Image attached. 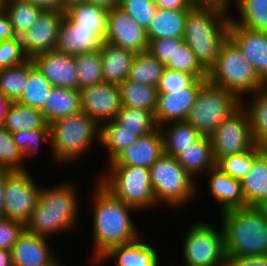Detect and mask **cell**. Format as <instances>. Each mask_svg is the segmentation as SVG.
<instances>
[{"label":"cell","mask_w":267,"mask_h":266,"mask_svg":"<svg viewBox=\"0 0 267 266\" xmlns=\"http://www.w3.org/2000/svg\"><path fill=\"white\" fill-rule=\"evenodd\" d=\"M227 11V7L219 4L197 3L186 16L183 41L207 73L228 38L231 16Z\"/></svg>","instance_id":"1"},{"label":"cell","mask_w":267,"mask_h":266,"mask_svg":"<svg viewBox=\"0 0 267 266\" xmlns=\"http://www.w3.org/2000/svg\"><path fill=\"white\" fill-rule=\"evenodd\" d=\"M93 259L97 262L111 247L127 244L139 238L130 216L136 209L115 198L99 182L94 192Z\"/></svg>","instance_id":"2"},{"label":"cell","mask_w":267,"mask_h":266,"mask_svg":"<svg viewBox=\"0 0 267 266\" xmlns=\"http://www.w3.org/2000/svg\"><path fill=\"white\" fill-rule=\"evenodd\" d=\"M75 190L72 183L65 182L51 189L42 188L31 218L25 224L26 230L42 237L72 230L79 214Z\"/></svg>","instance_id":"3"},{"label":"cell","mask_w":267,"mask_h":266,"mask_svg":"<svg viewBox=\"0 0 267 266\" xmlns=\"http://www.w3.org/2000/svg\"><path fill=\"white\" fill-rule=\"evenodd\" d=\"M221 213L226 256L267 255V219L255 206Z\"/></svg>","instance_id":"4"},{"label":"cell","mask_w":267,"mask_h":266,"mask_svg":"<svg viewBox=\"0 0 267 266\" xmlns=\"http://www.w3.org/2000/svg\"><path fill=\"white\" fill-rule=\"evenodd\" d=\"M207 80L235 93L240 99L244 94H253L267 85L229 37L220 47L216 63L207 73Z\"/></svg>","instance_id":"5"},{"label":"cell","mask_w":267,"mask_h":266,"mask_svg":"<svg viewBox=\"0 0 267 266\" xmlns=\"http://www.w3.org/2000/svg\"><path fill=\"white\" fill-rule=\"evenodd\" d=\"M49 126L53 156L62 164L84 154L93 139L100 140V125L82 110L58 118Z\"/></svg>","instance_id":"6"},{"label":"cell","mask_w":267,"mask_h":266,"mask_svg":"<svg viewBox=\"0 0 267 266\" xmlns=\"http://www.w3.org/2000/svg\"><path fill=\"white\" fill-rule=\"evenodd\" d=\"M242 104L235 93L210 83L202 85L185 119L201 135L210 136Z\"/></svg>","instance_id":"7"},{"label":"cell","mask_w":267,"mask_h":266,"mask_svg":"<svg viewBox=\"0 0 267 266\" xmlns=\"http://www.w3.org/2000/svg\"><path fill=\"white\" fill-rule=\"evenodd\" d=\"M108 167V176L102 175L99 183L115 198L134 207L137 211L148 206L152 208L157 204L152 190L149 168L132 165H110Z\"/></svg>","instance_id":"8"},{"label":"cell","mask_w":267,"mask_h":266,"mask_svg":"<svg viewBox=\"0 0 267 266\" xmlns=\"http://www.w3.org/2000/svg\"><path fill=\"white\" fill-rule=\"evenodd\" d=\"M149 171L156 203L163 201L166 205L179 207L196 194L194 178L178 163L176 157L164 153Z\"/></svg>","instance_id":"9"},{"label":"cell","mask_w":267,"mask_h":266,"mask_svg":"<svg viewBox=\"0 0 267 266\" xmlns=\"http://www.w3.org/2000/svg\"><path fill=\"white\" fill-rule=\"evenodd\" d=\"M194 224L183 242L185 266H225L227 256L222 225L217 231L204 222Z\"/></svg>","instance_id":"10"},{"label":"cell","mask_w":267,"mask_h":266,"mask_svg":"<svg viewBox=\"0 0 267 266\" xmlns=\"http://www.w3.org/2000/svg\"><path fill=\"white\" fill-rule=\"evenodd\" d=\"M246 106L242 104L209 136L216 163L225 156L248 151L255 145Z\"/></svg>","instance_id":"11"},{"label":"cell","mask_w":267,"mask_h":266,"mask_svg":"<svg viewBox=\"0 0 267 266\" xmlns=\"http://www.w3.org/2000/svg\"><path fill=\"white\" fill-rule=\"evenodd\" d=\"M41 189L27 170H7L3 217L26 224L39 200Z\"/></svg>","instance_id":"12"},{"label":"cell","mask_w":267,"mask_h":266,"mask_svg":"<svg viewBox=\"0 0 267 266\" xmlns=\"http://www.w3.org/2000/svg\"><path fill=\"white\" fill-rule=\"evenodd\" d=\"M65 13L61 9L44 10L32 27L18 36L28 58L53 51Z\"/></svg>","instance_id":"13"},{"label":"cell","mask_w":267,"mask_h":266,"mask_svg":"<svg viewBox=\"0 0 267 266\" xmlns=\"http://www.w3.org/2000/svg\"><path fill=\"white\" fill-rule=\"evenodd\" d=\"M80 91L81 110L101 126L116 119L122 105L118 85L105 81Z\"/></svg>","instance_id":"14"},{"label":"cell","mask_w":267,"mask_h":266,"mask_svg":"<svg viewBox=\"0 0 267 266\" xmlns=\"http://www.w3.org/2000/svg\"><path fill=\"white\" fill-rule=\"evenodd\" d=\"M104 41L135 53L146 52L149 43L146 30L119 7L108 12Z\"/></svg>","instance_id":"15"},{"label":"cell","mask_w":267,"mask_h":266,"mask_svg":"<svg viewBox=\"0 0 267 266\" xmlns=\"http://www.w3.org/2000/svg\"><path fill=\"white\" fill-rule=\"evenodd\" d=\"M207 79H196L189 87L173 93H158L157 107L154 119L157 127H162L171 121H185L195 98Z\"/></svg>","instance_id":"16"},{"label":"cell","mask_w":267,"mask_h":266,"mask_svg":"<svg viewBox=\"0 0 267 266\" xmlns=\"http://www.w3.org/2000/svg\"><path fill=\"white\" fill-rule=\"evenodd\" d=\"M228 37L253 65L257 75L267 84V32L236 25L230 20Z\"/></svg>","instance_id":"17"},{"label":"cell","mask_w":267,"mask_h":266,"mask_svg":"<svg viewBox=\"0 0 267 266\" xmlns=\"http://www.w3.org/2000/svg\"><path fill=\"white\" fill-rule=\"evenodd\" d=\"M32 60L53 87L78 90L74 55L53 50L38 54Z\"/></svg>","instance_id":"18"},{"label":"cell","mask_w":267,"mask_h":266,"mask_svg":"<svg viewBox=\"0 0 267 266\" xmlns=\"http://www.w3.org/2000/svg\"><path fill=\"white\" fill-rule=\"evenodd\" d=\"M164 154L163 137L160 127L149 134L139 136L108 165H132L150 168Z\"/></svg>","instance_id":"19"},{"label":"cell","mask_w":267,"mask_h":266,"mask_svg":"<svg viewBox=\"0 0 267 266\" xmlns=\"http://www.w3.org/2000/svg\"><path fill=\"white\" fill-rule=\"evenodd\" d=\"M13 266H52L58 261L51 253L49 242L26 229L11 248Z\"/></svg>","instance_id":"20"},{"label":"cell","mask_w":267,"mask_h":266,"mask_svg":"<svg viewBox=\"0 0 267 266\" xmlns=\"http://www.w3.org/2000/svg\"><path fill=\"white\" fill-rule=\"evenodd\" d=\"M103 81L119 85L128 78L135 52L115 46L106 41L99 47Z\"/></svg>","instance_id":"21"},{"label":"cell","mask_w":267,"mask_h":266,"mask_svg":"<svg viewBox=\"0 0 267 266\" xmlns=\"http://www.w3.org/2000/svg\"><path fill=\"white\" fill-rule=\"evenodd\" d=\"M210 172L209 188L212 196L221 205V212L247 207L243 195L241 181L228 176L217 166L213 167Z\"/></svg>","instance_id":"22"},{"label":"cell","mask_w":267,"mask_h":266,"mask_svg":"<svg viewBox=\"0 0 267 266\" xmlns=\"http://www.w3.org/2000/svg\"><path fill=\"white\" fill-rule=\"evenodd\" d=\"M108 12V10L95 6L92 3H81L65 12L62 24L66 28L93 29V32L104 41Z\"/></svg>","instance_id":"23"},{"label":"cell","mask_w":267,"mask_h":266,"mask_svg":"<svg viewBox=\"0 0 267 266\" xmlns=\"http://www.w3.org/2000/svg\"><path fill=\"white\" fill-rule=\"evenodd\" d=\"M115 257L117 266H158L159 257L157 251L141 241L139 238L133 242L111 247L98 260Z\"/></svg>","instance_id":"24"},{"label":"cell","mask_w":267,"mask_h":266,"mask_svg":"<svg viewBox=\"0 0 267 266\" xmlns=\"http://www.w3.org/2000/svg\"><path fill=\"white\" fill-rule=\"evenodd\" d=\"M103 41L93 32V29L66 28L61 24L55 51L76 55L98 50Z\"/></svg>","instance_id":"25"},{"label":"cell","mask_w":267,"mask_h":266,"mask_svg":"<svg viewBox=\"0 0 267 266\" xmlns=\"http://www.w3.org/2000/svg\"><path fill=\"white\" fill-rule=\"evenodd\" d=\"M176 159L192 178H195L198 173L209 171L216 166L210 137L205 135H202L191 146L183 149Z\"/></svg>","instance_id":"26"},{"label":"cell","mask_w":267,"mask_h":266,"mask_svg":"<svg viewBox=\"0 0 267 266\" xmlns=\"http://www.w3.org/2000/svg\"><path fill=\"white\" fill-rule=\"evenodd\" d=\"M189 11L157 9L146 29L148 41L160 38H183L185 20Z\"/></svg>","instance_id":"27"},{"label":"cell","mask_w":267,"mask_h":266,"mask_svg":"<svg viewBox=\"0 0 267 266\" xmlns=\"http://www.w3.org/2000/svg\"><path fill=\"white\" fill-rule=\"evenodd\" d=\"M81 110L80 91L70 88L53 87L43 108V116L48 124L54 120Z\"/></svg>","instance_id":"28"},{"label":"cell","mask_w":267,"mask_h":266,"mask_svg":"<svg viewBox=\"0 0 267 266\" xmlns=\"http://www.w3.org/2000/svg\"><path fill=\"white\" fill-rule=\"evenodd\" d=\"M241 187L247 206H256L267 198V154L260 153L251 169L241 180Z\"/></svg>","instance_id":"29"},{"label":"cell","mask_w":267,"mask_h":266,"mask_svg":"<svg viewBox=\"0 0 267 266\" xmlns=\"http://www.w3.org/2000/svg\"><path fill=\"white\" fill-rule=\"evenodd\" d=\"M9 132L50 129L41 109L11 102L2 123Z\"/></svg>","instance_id":"30"},{"label":"cell","mask_w":267,"mask_h":266,"mask_svg":"<svg viewBox=\"0 0 267 266\" xmlns=\"http://www.w3.org/2000/svg\"><path fill=\"white\" fill-rule=\"evenodd\" d=\"M122 106L144 109L153 115L157 107V87L125 79L118 85Z\"/></svg>","instance_id":"31"},{"label":"cell","mask_w":267,"mask_h":266,"mask_svg":"<svg viewBox=\"0 0 267 266\" xmlns=\"http://www.w3.org/2000/svg\"><path fill=\"white\" fill-rule=\"evenodd\" d=\"M53 85L44 77V75L34 65L33 60L28 58V78L24 86V91L16 101L19 104L42 109Z\"/></svg>","instance_id":"32"},{"label":"cell","mask_w":267,"mask_h":266,"mask_svg":"<svg viewBox=\"0 0 267 266\" xmlns=\"http://www.w3.org/2000/svg\"><path fill=\"white\" fill-rule=\"evenodd\" d=\"M168 125L170 128L165 130L160 127V130L163 137L164 153L173 157H177L183 152V149L194 144L202 136L186 121H171Z\"/></svg>","instance_id":"33"},{"label":"cell","mask_w":267,"mask_h":266,"mask_svg":"<svg viewBox=\"0 0 267 266\" xmlns=\"http://www.w3.org/2000/svg\"><path fill=\"white\" fill-rule=\"evenodd\" d=\"M139 136L123 127L114 119L101 124L100 144L108 152V163L112 162L128 146L134 144Z\"/></svg>","instance_id":"34"},{"label":"cell","mask_w":267,"mask_h":266,"mask_svg":"<svg viewBox=\"0 0 267 266\" xmlns=\"http://www.w3.org/2000/svg\"><path fill=\"white\" fill-rule=\"evenodd\" d=\"M44 11L27 0H5L4 13L10 20L15 36L29 30Z\"/></svg>","instance_id":"35"},{"label":"cell","mask_w":267,"mask_h":266,"mask_svg":"<svg viewBox=\"0 0 267 266\" xmlns=\"http://www.w3.org/2000/svg\"><path fill=\"white\" fill-rule=\"evenodd\" d=\"M165 69L166 66L148 51L136 53L129 70L128 79L157 87Z\"/></svg>","instance_id":"36"},{"label":"cell","mask_w":267,"mask_h":266,"mask_svg":"<svg viewBox=\"0 0 267 266\" xmlns=\"http://www.w3.org/2000/svg\"><path fill=\"white\" fill-rule=\"evenodd\" d=\"M239 20L230 17L236 25L254 31L267 32V0H235Z\"/></svg>","instance_id":"37"},{"label":"cell","mask_w":267,"mask_h":266,"mask_svg":"<svg viewBox=\"0 0 267 266\" xmlns=\"http://www.w3.org/2000/svg\"><path fill=\"white\" fill-rule=\"evenodd\" d=\"M78 90L103 82L100 49L74 55Z\"/></svg>","instance_id":"38"},{"label":"cell","mask_w":267,"mask_h":266,"mask_svg":"<svg viewBox=\"0 0 267 266\" xmlns=\"http://www.w3.org/2000/svg\"><path fill=\"white\" fill-rule=\"evenodd\" d=\"M28 78V59L21 64L0 69V92L16 102L24 91Z\"/></svg>","instance_id":"39"},{"label":"cell","mask_w":267,"mask_h":266,"mask_svg":"<svg viewBox=\"0 0 267 266\" xmlns=\"http://www.w3.org/2000/svg\"><path fill=\"white\" fill-rule=\"evenodd\" d=\"M123 129L138 136L149 134L157 128L154 115L144 109L122 106L115 119Z\"/></svg>","instance_id":"40"},{"label":"cell","mask_w":267,"mask_h":266,"mask_svg":"<svg viewBox=\"0 0 267 266\" xmlns=\"http://www.w3.org/2000/svg\"><path fill=\"white\" fill-rule=\"evenodd\" d=\"M246 109L250 115L251 129L255 144L267 136V85L254 92Z\"/></svg>","instance_id":"41"},{"label":"cell","mask_w":267,"mask_h":266,"mask_svg":"<svg viewBox=\"0 0 267 266\" xmlns=\"http://www.w3.org/2000/svg\"><path fill=\"white\" fill-rule=\"evenodd\" d=\"M261 153L257 144L250 150L221 158L216 166L228 176L241 181L249 172L255 158Z\"/></svg>","instance_id":"42"},{"label":"cell","mask_w":267,"mask_h":266,"mask_svg":"<svg viewBox=\"0 0 267 266\" xmlns=\"http://www.w3.org/2000/svg\"><path fill=\"white\" fill-rule=\"evenodd\" d=\"M23 154L14 142L12 133L0 124V168L10 171H24Z\"/></svg>","instance_id":"43"},{"label":"cell","mask_w":267,"mask_h":266,"mask_svg":"<svg viewBox=\"0 0 267 266\" xmlns=\"http://www.w3.org/2000/svg\"><path fill=\"white\" fill-rule=\"evenodd\" d=\"M166 68L194 75L197 79H207V72L197 62L195 54L185 42L175 44L174 63Z\"/></svg>","instance_id":"44"},{"label":"cell","mask_w":267,"mask_h":266,"mask_svg":"<svg viewBox=\"0 0 267 266\" xmlns=\"http://www.w3.org/2000/svg\"><path fill=\"white\" fill-rule=\"evenodd\" d=\"M15 144L20 152L23 154L24 159L27 155L36 154L39 149V144L44 141L51 145L50 129H36L30 131H17L12 132Z\"/></svg>","instance_id":"45"},{"label":"cell","mask_w":267,"mask_h":266,"mask_svg":"<svg viewBox=\"0 0 267 266\" xmlns=\"http://www.w3.org/2000/svg\"><path fill=\"white\" fill-rule=\"evenodd\" d=\"M119 8L145 30L157 10L154 0H120Z\"/></svg>","instance_id":"46"},{"label":"cell","mask_w":267,"mask_h":266,"mask_svg":"<svg viewBox=\"0 0 267 266\" xmlns=\"http://www.w3.org/2000/svg\"><path fill=\"white\" fill-rule=\"evenodd\" d=\"M197 78L185 72L166 68L157 86L158 93H173L189 87Z\"/></svg>","instance_id":"47"},{"label":"cell","mask_w":267,"mask_h":266,"mask_svg":"<svg viewBox=\"0 0 267 266\" xmlns=\"http://www.w3.org/2000/svg\"><path fill=\"white\" fill-rule=\"evenodd\" d=\"M27 59L17 36L0 41V69L21 64Z\"/></svg>","instance_id":"48"},{"label":"cell","mask_w":267,"mask_h":266,"mask_svg":"<svg viewBox=\"0 0 267 266\" xmlns=\"http://www.w3.org/2000/svg\"><path fill=\"white\" fill-rule=\"evenodd\" d=\"M147 51L165 66L174 63L175 44H182L183 38H160L148 41Z\"/></svg>","instance_id":"49"},{"label":"cell","mask_w":267,"mask_h":266,"mask_svg":"<svg viewBox=\"0 0 267 266\" xmlns=\"http://www.w3.org/2000/svg\"><path fill=\"white\" fill-rule=\"evenodd\" d=\"M25 229L20 221L0 217V249L11 250Z\"/></svg>","instance_id":"50"},{"label":"cell","mask_w":267,"mask_h":266,"mask_svg":"<svg viewBox=\"0 0 267 266\" xmlns=\"http://www.w3.org/2000/svg\"><path fill=\"white\" fill-rule=\"evenodd\" d=\"M225 266H267V255L227 256Z\"/></svg>","instance_id":"51"},{"label":"cell","mask_w":267,"mask_h":266,"mask_svg":"<svg viewBox=\"0 0 267 266\" xmlns=\"http://www.w3.org/2000/svg\"><path fill=\"white\" fill-rule=\"evenodd\" d=\"M157 9L191 10L197 3L194 0H154Z\"/></svg>","instance_id":"52"},{"label":"cell","mask_w":267,"mask_h":266,"mask_svg":"<svg viewBox=\"0 0 267 266\" xmlns=\"http://www.w3.org/2000/svg\"><path fill=\"white\" fill-rule=\"evenodd\" d=\"M14 32L10 20L5 13L0 15V41L14 38Z\"/></svg>","instance_id":"53"},{"label":"cell","mask_w":267,"mask_h":266,"mask_svg":"<svg viewBox=\"0 0 267 266\" xmlns=\"http://www.w3.org/2000/svg\"><path fill=\"white\" fill-rule=\"evenodd\" d=\"M44 10L60 9V0H27Z\"/></svg>","instance_id":"54"},{"label":"cell","mask_w":267,"mask_h":266,"mask_svg":"<svg viewBox=\"0 0 267 266\" xmlns=\"http://www.w3.org/2000/svg\"><path fill=\"white\" fill-rule=\"evenodd\" d=\"M87 2L92 3L95 6L104 8L108 11L118 8L120 0H87Z\"/></svg>","instance_id":"55"},{"label":"cell","mask_w":267,"mask_h":266,"mask_svg":"<svg viewBox=\"0 0 267 266\" xmlns=\"http://www.w3.org/2000/svg\"><path fill=\"white\" fill-rule=\"evenodd\" d=\"M7 178V170L0 168V217H3L4 208V187Z\"/></svg>","instance_id":"56"},{"label":"cell","mask_w":267,"mask_h":266,"mask_svg":"<svg viewBox=\"0 0 267 266\" xmlns=\"http://www.w3.org/2000/svg\"><path fill=\"white\" fill-rule=\"evenodd\" d=\"M11 101L0 92V124L3 123Z\"/></svg>","instance_id":"57"},{"label":"cell","mask_w":267,"mask_h":266,"mask_svg":"<svg viewBox=\"0 0 267 266\" xmlns=\"http://www.w3.org/2000/svg\"><path fill=\"white\" fill-rule=\"evenodd\" d=\"M0 266H13L10 250L0 249Z\"/></svg>","instance_id":"58"},{"label":"cell","mask_w":267,"mask_h":266,"mask_svg":"<svg viewBox=\"0 0 267 266\" xmlns=\"http://www.w3.org/2000/svg\"><path fill=\"white\" fill-rule=\"evenodd\" d=\"M85 2L87 0H60V9L65 13L68 9Z\"/></svg>","instance_id":"59"},{"label":"cell","mask_w":267,"mask_h":266,"mask_svg":"<svg viewBox=\"0 0 267 266\" xmlns=\"http://www.w3.org/2000/svg\"><path fill=\"white\" fill-rule=\"evenodd\" d=\"M262 215L267 219V198H264L260 203L255 206Z\"/></svg>","instance_id":"60"},{"label":"cell","mask_w":267,"mask_h":266,"mask_svg":"<svg viewBox=\"0 0 267 266\" xmlns=\"http://www.w3.org/2000/svg\"><path fill=\"white\" fill-rule=\"evenodd\" d=\"M232 0H202V3H208V4H219L225 7H229L228 5H230V2ZM235 2V0H234Z\"/></svg>","instance_id":"61"},{"label":"cell","mask_w":267,"mask_h":266,"mask_svg":"<svg viewBox=\"0 0 267 266\" xmlns=\"http://www.w3.org/2000/svg\"><path fill=\"white\" fill-rule=\"evenodd\" d=\"M262 153L267 154V136L258 144Z\"/></svg>","instance_id":"62"},{"label":"cell","mask_w":267,"mask_h":266,"mask_svg":"<svg viewBox=\"0 0 267 266\" xmlns=\"http://www.w3.org/2000/svg\"><path fill=\"white\" fill-rule=\"evenodd\" d=\"M5 0H0V15L4 13Z\"/></svg>","instance_id":"63"},{"label":"cell","mask_w":267,"mask_h":266,"mask_svg":"<svg viewBox=\"0 0 267 266\" xmlns=\"http://www.w3.org/2000/svg\"><path fill=\"white\" fill-rule=\"evenodd\" d=\"M52 266H62V265L59 262L56 261Z\"/></svg>","instance_id":"64"},{"label":"cell","mask_w":267,"mask_h":266,"mask_svg":"<svg viewBox=\"0 0 267 266\" xmlns=\"http://www.w3.org/2000/svg\"><path fill=\"white\" fill-rule=\"evenodd\" d=\"M196 3H202V0H194Z\"/></svg>","instance_id":"65"}]
</instances>
